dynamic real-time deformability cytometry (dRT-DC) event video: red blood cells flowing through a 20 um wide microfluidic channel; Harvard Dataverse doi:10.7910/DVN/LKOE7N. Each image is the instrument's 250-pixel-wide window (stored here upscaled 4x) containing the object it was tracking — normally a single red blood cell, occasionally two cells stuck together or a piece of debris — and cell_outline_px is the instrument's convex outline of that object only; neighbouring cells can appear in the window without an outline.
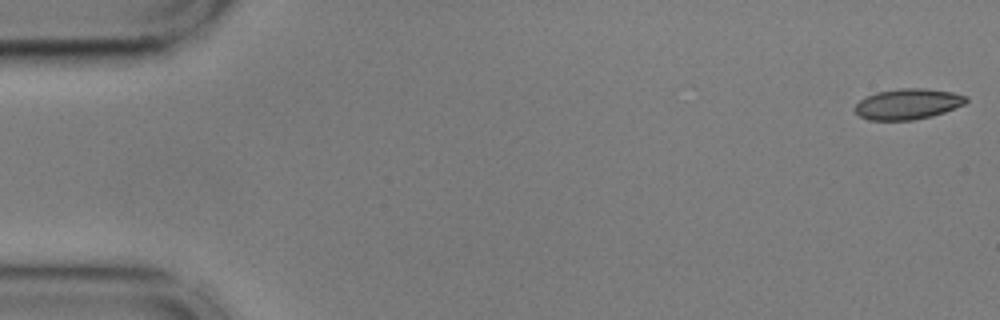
{"species": "common noctule bat (a hibernating species)", "species_latin": "Nyctalus noctula", "temperature_condition": "cold", "stored_images_in_passage": 55, "camera_frame_rate_fps": 3000, "um_per_image_px": 0.085, "animal": {"sex": "male", "body_mass_g": 17.9, "forearm_length_mm": 54.2}, "frame": {"image": 1, "passage_image": 1, "time_ms": 0.0, "image_size_px": [1000, 320], "cell_outline_px": [[968, 100], [964, 104], [944, 112], [932, 116], [912, 120], [868, 120], [860, 116], [852, 108], [860, 100], [876, 92], [900, 88], [924, 88], [952, 92], [968, 96]], "centroid_in_image_um": [77.16, 8.84], "position_along_channel_um": 7.8, "area_um2": 19.88}}
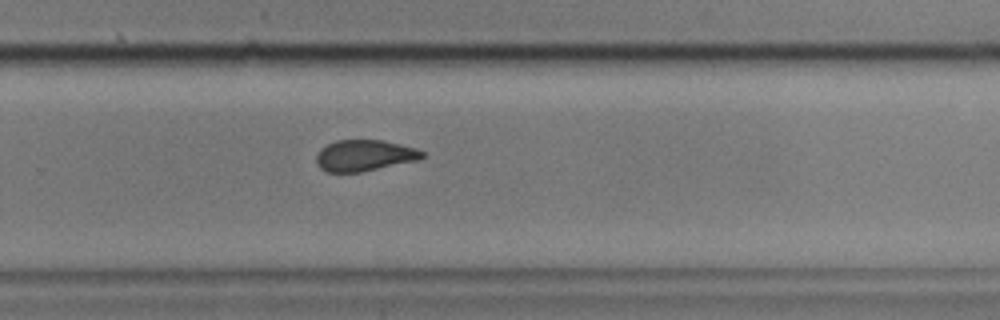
{"frame": {"image": 2, "passage_image": 36, "time_ms": 11.667, "image_size_px": [1000, 320], "cell_outline_px": [[424, 156], [420, 160], [360, 172], [328, 172], [320, 168], [316, 164], [316, 156], [320, 148], [336, 140], [384, 140], [416, 148], [424, 152]], "centroid_in_image_um": [30.98, 13.21], "position_along_channel_um": 298.8, "area_um2": 19.36}}
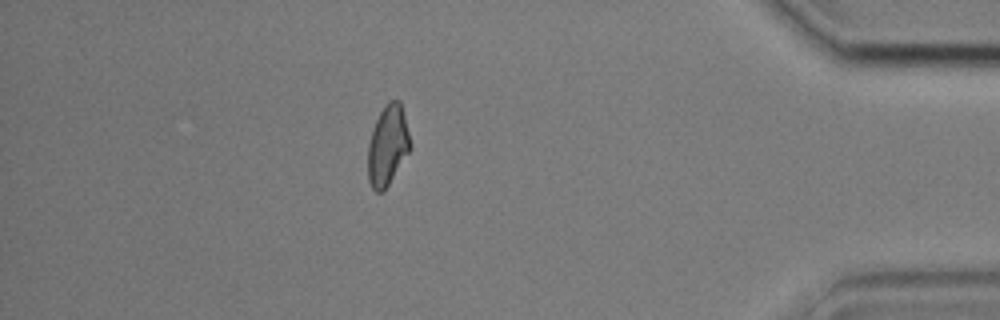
{"frame": {"image": 3, "passage_image": 48, "time_ms": 15.667, "image_size_px": [1000, 320], "cell_outline_px": [[412, 148], [384, 192], [376, 192], [372, 188], [368, 180], [368, 144], [376, 120], [380, 112], [388, 100], [400, 100]], "centroid_in_image_um": [32.95, 12.4], "position_along_channel_um": 402.2, "area_um2": 19.77}, "authors_computed_cell_mechanics": {"area_um2": 20.4612, "velocity_mm_per_s": 3.6282, "shape_relaxation_time_tau1_ms": 4.604, "shape_relaxation_time_tau2_ms": 2.4909, "deformation_change_tau1": 0.1071, "deformation_change_tau2": 0.0755}}